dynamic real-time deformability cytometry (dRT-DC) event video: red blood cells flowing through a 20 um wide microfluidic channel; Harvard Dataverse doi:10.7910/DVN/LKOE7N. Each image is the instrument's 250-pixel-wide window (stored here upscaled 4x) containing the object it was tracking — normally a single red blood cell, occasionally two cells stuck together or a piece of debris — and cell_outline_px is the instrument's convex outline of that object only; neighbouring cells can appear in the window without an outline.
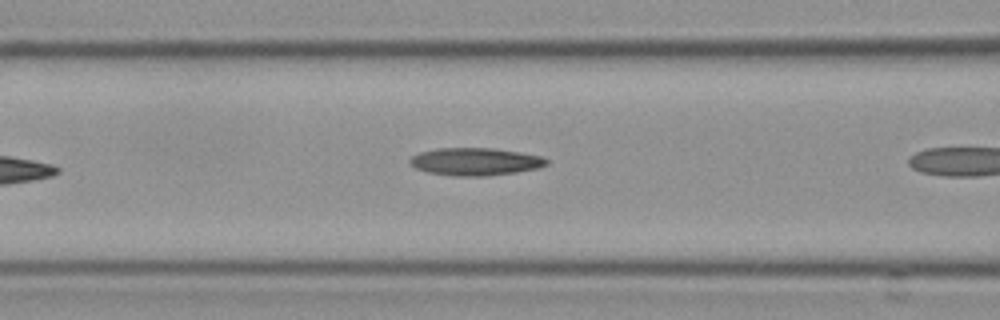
{"species": "Egyptian fruit bat (a non-hibernating species)", "species_latin": "Rousettus aegyptiacus", "temperature_condition": "cold", "stored_images_in_passage": 4, "camera_frame_rate_fps": 3000, "um_per_image_px": 0.085, "frame": {"image": 1, "passage_image": 3, "time_ms": 0.667, "image_size_px": [1000, 320], "cell_outline_px": [[548, 164], [536, 168], [516, 172], [484, 176], [452, 176], [428, 172], [416, 168], [408, 164], [408, 160], [412, 156], [420, 152], [436, 148], [492, 148], [520, 152], [540, 156], [548, 160]], "centroid_in_image_um": [40.35, 13.73], "position_along_channel_um": 126.3, "area_um2": 21.96}}